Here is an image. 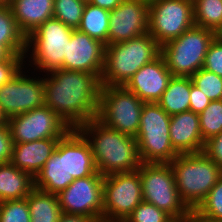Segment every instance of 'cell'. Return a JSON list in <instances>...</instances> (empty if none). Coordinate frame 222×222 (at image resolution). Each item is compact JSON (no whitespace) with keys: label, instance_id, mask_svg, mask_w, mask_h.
<instances>
[{"label":"cell","instance_id":"38","mask_svg":"<svg viewBox=\"0 0 222 222\" xmlns=\"http://www.w3.org/2000/svg\"><path fill=\"white\" fill-rule=\"evenodd\" d=\"M203 152L222 169V132L205 142Z\"/></svg>","mask_w":222,"mask_h":222},{"label":"cell","instance_id":"46","mask_svg":"<svg viewBox=\"0 0 222 222\" xmlns=\"http://www.w3.org/2000/svg\"><path fill=\"white\" fill-rule=\"evenodd\" d=\"M6 123H7V119L5 118V116L0 110V125L6 124Z\"/></svg>","mask_w":222,"mask_h":222},{"label":"cell","instance_id":"15","mask_svg":"<svg viewBox=\"0 0 222 222\" xmlns=\"http://www.w3.org/2000/svg\"><path fill=\"white\" fill-rule=\"evenodd\" d=\"M149 2L124 0L109 14L108 45L148 33Z\"/></svg>","mask_w":222,"mask_h":222},{"label":"cell","instance_id":"26","mask_svg":"<svg viewBox=\"0 0 222 222\" xmlns=\"http://www.w3.org/2000/svg\"><path fill=\"white\" fill-rule=\"evenodd\" d=\"M109 14V10L86 2L83 15L81 17V22L77 29L107 46Z\"/></svg>","mask_w":222,"mask_h":222},{"label":"cell","instance_id":"22","mask_svg":"<svg viewBox=\"0 0 222 222\" xmlns=\"http://www.w3.org/2000/svg\"><path fill=\"white\" fill-rule=\"evenodd\" d=\"M9 5L19 30L26 37L53 17L54 0H14Z\"/></svg>","mask_w":222,"mask_h":222},{"label":"cell","instance_id":"40","mask_svg":"<svg viewBox=\"0 0 222 222\" xmlns=\"http://www.w3.org/2000/svg\"><path fill=\"white\" fill-rule=\"evenodd\" d=\"M186 219L187 222H222V220L214 219L202 214L197 208L190 209Z\"/></svg>","mask_w":222,"mask_h":222},{"label":"cell","instance_id":"10","mask_svg":"<svg viewBox=\"0 0 222 222\" xmlns=\"http://www.w3.org/2000/svg\"><path fill=\"white\" fill-rule=\"evenodd\" d=\"M194 25L193 0L149 2L148 33L160 46L178 38Z\"/></svg>","mask_w":222,"mask_h":222},{"label":"cell","instance_id":"16","mask_svg":"<svg viewBox=\"0 0 222 222\" xmlns=\"http://www.w3.org/2000/svg\"><path fill=\"white\" fill-rule=\"evenodd\" d=\"M106 45L88 34L73 29L71 39L67 42L63 69L84 71L102 76L105 62Z\"/></svg>","mask_w":222,"mask_h":222},{"label":"cell","instance_id":"48","mask_svg":"<svg viewBox=\"0 0 222 222\" xmlns=\"http://www.w3.org/2000/svg\"><path fill=\"white\" fill-rule=\"evenodd\" d=\"M14 0H2V5H9L13 2Z\"/></svg>","mask_w":222,"mask_h":222},{"label":"cell","instance_id":"4","mask_svg":"<svg viewBox=\"0 0 222 222\" xmlns=\"http://www.w3.org/2000/svg\"><path fill=\"white\" fill-rule=\"evenodd\" d=\"M169 164L180 198L189 209L198 208L222 177V169L204 152L178 154Z\"/></svg>","mask_w":222,"mask_h":222},{"label":"cell","instance_id":"1","mask_svg":"<svg viewBox=\"0 0 222 222\" xmlns=\"http://www.w3.org/2000/svg\"><path fill=\"white\" fill-rule=\"evenodd\" d=\"M42 76L45 105L70 128H78L96 117L101 82L95 74L54 69Z\"/></svg>","mask_w":222,"mask_h":222},{"label":"cell","instance_id":"24","mask_svg":"<svg viewBox=\"0 0 222 222\" xmlns=\"http://www.w3.org/2000/svg\"><path fill=\"white\" fill-rule=\"evenodd\" d=\"M192 83L191 77L173 76L157 103L170 116L188 111Z\"/></svg>","mask_w":222,"mask_h":222},{"label":"cell","instance_id":"32","mask_svg":"<svg viewBox=\"0 0 222 222\" xmlns=\"http://www.w3.org/2000/svg\"><path fill=\"white\" fill-rule=\"evenodd\" d=\"M0 222H31L26 198L0 202Z\"/></svg>","mask_w":222,"mask_h":222},{"label":"cell","instance_id":"18","mask_svg":"<svg viewBox=\"0 0 222 222\" xmlns=\"http://www.w3.org/2000/svg\"><path fill=\"white\" fill-rule=\"evenodd\" d=\"M64 156L66 173L74 180L99 173L90 144L77 128L64 135Z\"/></svg>","mask_w":222,"mask_h":222},{"label":"cell","instance_id":"25","mask_svg":"<svg viewBox=\"0 0 222 222\" xmlns=\"http://www.w3.org/2000/svg\"><path fill=\"white\" fill-rule=\"evenodd\" d=\"M31 222H58L61 209L57 194L34 188L26 197Z\"/></svg>","mask_w":222,"mask_h":222},{"label":"cell","instance_id":"34","mask_svg":"<svg viewBox=\"0 0 222 222\" xmlns=\"http://www.w3.org/2000/svg\"><path fill=\"white\" fill-rule=\"evenodd\" d=\"M197 209L206 216L222 220V177Z\"/></svg>","mask_w":222,"mask_h":222},{"label":"cell","instance_id":"47","mask_svg":"<svg viewBox=\"0 0 222 222\" xmlns=\"http://www.w3.org/2000/svg\"><path fill=\"white\" fill-rule=\"evenodd\" d=\"M170 222H187L186 217L183 218H174L173 220H171Z\"/></svg>","mask_w":222,"mask_h":222},{"label":"cell","instance_id":"33","mask_svg":"<svg viewBox=\"0 0 222 222\" xmlns=\"http://www.w3.org/2000/svg\"><path fill=\"white\" fill-rule=\"evenodd\" d=\"M174 218L153 204L142 201L126 218V222H170Z\"/></svg>","mask_w":222,"mask_h":222},{"label":"cell","instance_id":"7","mask_svg":"<svg viewBox=\"0 0 222 222\" xmlns=\"http://www.w3.org/2000/svg\"><path fill=\"white\" fill-rule=\"evenodd\" d=\"M215 37L213 30L194 25L162 45L161 55L171 74L191 77L203 68L206 53Z\"/></svg>","mask_w":222,"mask_h":222},{"label":"cell","instance_id":"29","mask_svg":"<svg viewBox=\"0 0 222 222\" xmlns=\"http://www.w3.org/2000/svg\"><path fill=\"white\" fill-rule=\"evenodd\" d=\"M199 124L202 139L209 138L222 132V101H211L199 114Z\"/></svg>","mask_w":222,"mask_h":222},{"label":"cell","instance_id":"45","mask_svg":"<svg viewBox=\"0 0 222 222\" xmlns=\"http://www.w3.org/2000/svg\"><path fill=\"white\" fill-rule=\"evenodd\" d=\"M216 33V37L222 41V25L221 27L215 32Z\"/></svg>","mask_w":222,"mask_h":222},{"label":"cell","instance_id":"43","mask_svg":"<svg viewBox=\"0 0 222 222\" xmlns=\"http://www.w3.org/2000/svg\"><path fill=\"white\" fill-rule=\"evenodd\" d=\"M11 53L2 45L0 44V61L7 59Z\"/></svg>","mask_w":222,"mask_h":222},{"label":"cell","instance_id":"12","mask_svg":"<svg viewBox=\"0 0 222 222\" xmlns=\"http://www.w3.org/2000/svg\"><path fill=\"white\" fill-rule=\"evenodd\" d=\"M143 201L139 171L113 173L103 180V218L126 220Z\"/></svg>","mask_w":222,"mask_h":222},{"label":"cell","instance_id":"2","mask_svg":"<svg viewBox=\"0 0 222 222\" xmlns=\"http://www.w3.org/2000/svg\"><path fill=\"white\" fill-rule=\"evenodd\" d=\"M77 129L89 142L100 175L133 172L139 169L142 162L134 136L108 127L96 117Z\"/></svg>","mask_w":222,"mask_h":222},{"label":"cell","instance_id":"41","mask_svg":"<svg viewBox=\"0 0 222 222\" xmlns=\"http://www.w3.org/2000/svg\"><path fill=\"white\" fill-rule=\"evenodd\" d=\"M58 222H95V219L78 214H68L62 212Z\"/></svg>","mask_w":222,"mask_h":222},{"label":"cell","instance_id":"17","mask_svg":"<svg viewBox=\"0 0 222 222\" xmlns=\"http://www.w3.org/2000/svg\"><path fill=\"white\" fill-rule=\"evenodd\" d=\"M173 75L160 54L152 62L142 66L124 86L144 103H157Z\"/></svg>","mask_w":222,"mask_h":222},{"label":"cell","instance_id":"31","mask_svg":"<svg viewBox=\"0 0 222 222\" xmlns=\"http://www.w3.org/2000/svg\"><path fill=\"white\" fill-rule=\"evenodd\" d=\"M191 79L193 84L197 86L211 101L221 100L222 77L201 68L191 76Z\"/></svg>","mask_w":222,"mask_h":222},{"label":"cell","instance_id":"35","mask_svg":"<svg viewBox=\"0 0 222 222\" xmlns=\"http://www.w3.org/2000/svg\"><path fill=\"white\" fill-rule=\"evenodd\" d=\"M25 67V54H11L0 61V86L10 81Z\"/></svg>","mask_w":222,"mask_h":222},{"label":"cell","instance_id":"44","mask_svg":"<svg viewBox=\"0 0 222 222\" xmlns=\"http://www.w3.org/2000/svg\"><path fill=\"white\" fill-rule=\"evenodd\" d=\"M95 222H126L125 220H111L106 218H98L95 220Z\"/></svg>","mask_w":222,"mask_h":222},{"label":"cell","instance_id":"37","mask_svg":"<svg viewBox=\"0 0 222 222\" xmlns=\"http://www.w3.org/2000/svg\"><path fill=\"white\" fill-rule=\"evenodd\" d=\"M13 141L8 124L0 125V164L11 160Z\"/></svg>","mask_w":222,"mask_h":222},{"label":"cell","instance_id":"20","mask_svg":"<svg viewBox=\"0 0 222 222\" xmlns=\"http://www.w3.org/2000/svg\"><path fill=\"white\" fill-rule=\"evenodd\" d=\"M60 138H47L26 143H13L10 162L35 178L52 156Z\"/></svg>","mask_w":222,"mask_h":222},{"label":"cell","instance_id":"8","mask_svg":"<svg viewBox=\"0 0 222 222\" xmlns=\"http://www.w3.org/2000/svg\"><path fill=\"white\" fill-rule=\"evenodd\" d=\"M139 177L144 202L166 211L173 218H183L189 208L182 201L169 163H141Z\"/></svg>","mask_w":222,"mask_h":222},{"label":"cell","instance_id":"39","mask_svg":"<svg viewBox=\"0 0 222 222\" xmlns=\"http://www.w3.org/2000/svg\"><path fill=\"white\" fill-rule=\"evenodd\" d=\"M210 102L211 100L192 83L190 90L189 110L196 114H200L209 105Z\"/></svg>","mask_w":222,"mask_h":222},{"label":"cell","instance_id":"6","mask_svg":"<svg viewBox=\"0 0 222 222\" xmlns=\"http://www.w3.org/2000/svg\"><path fill=\"white\" fill-rule=\"evenodd\" d=\"M170 118L158 103H144L135 137L142 163H170L178 155L171 145Z\"/></svg>","mask_w":222,"mask_h":222},{"label":"cell","instance_id":"42","mask_svg":"<svg viewBox=\"0 0 222 222\" xmlns=\"http://www.w3.org/2000/svg\"><path fill=\"white\" fill-rule=\"evenodd\" d=\"M124 0H89V3L109 11L114 10Z\"/></svg>","mask_w":222,"mask_h":222},{"label":"cell","instance_id":"30","mask_svg":"<svg viewBox=\"0 0 222 222\" xmlns=\"http://www.w3.org/2000/svg\"><path fill=\"white\" fill-rule=\"evenodd\" d=\"M86 2L82 0H54L53 17L72 29H77L81 22Z\"/></svg>","mask_w":222,"mask_h":222},{"label":"cell","instance_id":"36","mask_svg":"<svg viewBox=\"0 0 222 222\" xmlns=\"http://www.w3.org/2000/svg\"><path fill=\"white\" fill-rule=\"evenodd\" d=\"M203 68L222 77V41L217 37L208 48Z\"/></svg>","mask_w":222,"mask_h":222},{"label":"cell","instance_id":"21","mask_svg":"<svg viewBox=\"0 0 222 222\" xmlns=\"http://www.w3.org/2000/svg\"><path fill=\"white\" fill-rule=\"evenodd\" d=\"M34 179L35 188L53 194H58L74 181L73 177L66 173L64 136L60 138L52 156Z\"/></svg>","mask_w":222,"mask_h":222},{"label":"cell","instance_id":"14","mask_svg":"<svg viewBox=\"0 0 222 222\" xmlns=\"http://www.w3.org/2000/svg\"><path fill=\"white\" fill-rule=\"evenodd\" d=\"M103 175L75 179L57 194L61 212L84 215L93 219L103 217Z\"/></svg>","mask_w":222,"mask_h":222},{"label":"cell","instance_id":"5","mask_svg":"<svg viewBox=\"0 0 222 222\" xmlns=\"http://www.w3.org/2000/svg\"><path fill=\"white\" fill-rule=\"evenodd\" d=\"M72 32V28L54 17L46 20L26 37L25 66L33 68L39 75L63 69L67 42Z\"/></svg>","mask_w":222,"mask_h":222},{"label":"cell","instance_id":"3","mask_svg":"<svg viewBox=\"0 0 222 222\" xmlns=\"http://www.w3.org/2000/svg\"><path fill=\"white\" fill-rule=\"evenodd\" d=\"M161 54V46L149 34L106 46L101 86H125L145 64Z\"/></svg>","mask_w":222,"mask_h":222},{"label":"cell","instance_id":"19","mask_svg":"<svg viewBox=\"0 0 222 222\" xmlns=\"http://www.w3.org/2000/svg\"><path fill=\"white\" fill-rule=\"evenodd\" d=\"M169 134L171 145L178 154L203 152L199 114L191 110L171 116Z\"/></svg>","mask_w":222,"mask_h":222},{"label":"cell","instance_id":"23","mask_svg":"<svg viewBox=\"0 0 222 222\" xmlns=\"http://www.w3.org/2000/svg\"><path fill=\"white\" fill-rule=\"evenodd\" d=\"M35 188V179L11 162L0 164V202L25 199Z\"/></svg>","mask_w":222,"mask_h":222},{"label":"cell","instance_id":"28","mask_svg":"<svg viewBox=\"0 0 222 222\" xmlns=\"http://www.w3.org/2000/svg\"><path fill=\"white\" fill-rule=\"evenodd\" d=\"M194 23L216 32L222 25V0H193Z\"/></svg>","mask_w":222,"mask_h":222},{"label":"cell","instance_id":"11","mask_svg":"<svg viewBox=\"0 0 222 222\" xmlns=\"http://www.w3.org/2000/svg\"><path fill=\"white\" fill-rule=\"evenodd\" d=\"M27 69L25 66L15 77L0 86V110L7 120L45 105L43 77L37 73L35 75L31 68Z\"/></svg>","mask_w":222,"mask_h":222},{"label":"cell","instance_id":"9","mask_svg":"<svg viewBox=\"0 0 222 222\" xmlns=\"http://www.w3.org/2000/svg\"><path fill=\"white\" fill-rule=\"evenodd\" d=\"M143 105L124 86H101L96 118L108 127L136 137Z\"/></svg>","mask_w":222,"mask_h":222},{"label":"cell","instance_id":"13","mask_svg":"<svg viewBox=\"0 0 222 222\" xmlns=\"http://www.w3.org/2000/svg\"><path fill=\"white\" fill-rule=\"evenodd\" d=\"M13 143L61 138L71 128L46 105L7 120Z\"/></svg>","mask_w":222,"mask_h":222},{"label":"cell","instance_id":"27","mask_svg":"<svg viewBox=\"0 0 222 222\" xmlns=\"http://www.w3.org/2000/svg\"><path fill=\"white\" fill-rule=\"evenodd\" d=\"M0 44L11 54L26 53V36L19 30L10 5H0Z\"/></svg>","mask_w":222,"mask_h":222}]
</instances>
